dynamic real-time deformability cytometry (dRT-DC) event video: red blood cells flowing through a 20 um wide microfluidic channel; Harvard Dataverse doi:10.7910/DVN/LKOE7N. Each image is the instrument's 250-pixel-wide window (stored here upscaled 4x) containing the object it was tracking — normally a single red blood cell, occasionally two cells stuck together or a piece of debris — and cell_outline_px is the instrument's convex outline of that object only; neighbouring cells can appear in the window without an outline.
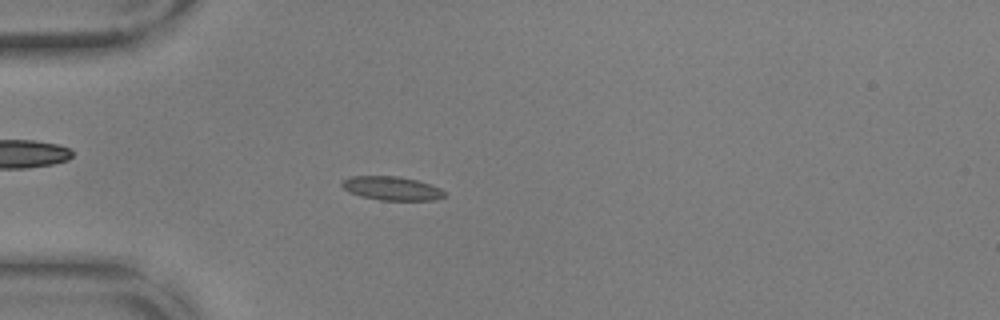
{"species": "common noctule bat (a hibernating species)", "species_latin": "Nyctalus noctula", "temperature_condition": "warm", "stored_images_in_passage": 56, "camera_frame_rate_fps": 3000, "um_per_image_px": 0.085, "animal": {"sex": "male", "body_mass_g": 17.9, "forearm_length_mm": 54.2}, "frame": {"image": 1, "passage_image": 17, "time_ms": 5.333, "image_size_px": [1000, 320], "cell_outline_px": [[448, 196], [436, 200], [380, 200], [360, 196], [348, 192], [340, 184], [348, 176], [400, 176], [416, 180], [440, 188]], "centroid_in_image_um": [33.29, 16.01], "position_along_channel_um": 51.7, "area_um2": 14.28}}
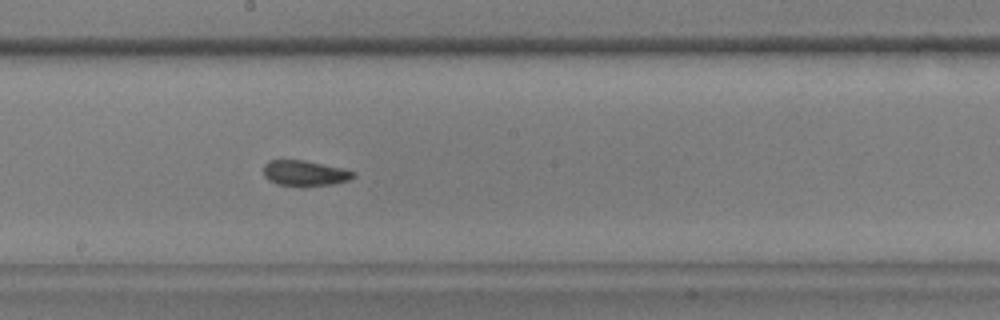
{"frame": {"image": 2, "passage_image": 32, "time_ms": 10.333, "image_size_px": [1000, 320], "cell_outline_px": [[356, 176], [348, 180], [332, 184], [276, 184], [268, 180], [264, 176], [264, 164], [268, 160], [304, 160], [340, 168], [356, 172]], "centroid_in_image_um": [25.88, 14.69], "position_along_channel_um": 222.3, "area_um2": 12.83}}
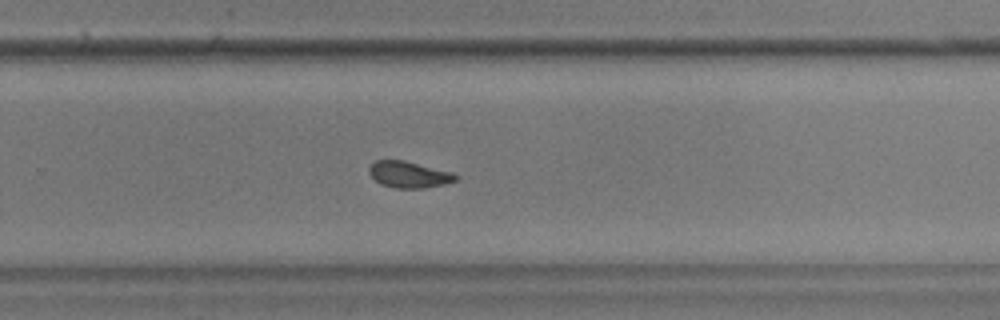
{"frame": {"image": 3, "passage_image": 38, "time_ms": 12.333, "image_size_px": [1000, 320], "cell_outline_px": [[460, 176], [456, 180], [444, 184], [424, 188], [396, 188], [380, 184], [368, 172], [368, 168], [376, 160], [404, 160], [452, 172]], "centroid_in_image_um": [34.77, 14.83], "position_along_channel_um": 295.0, "area_um2": 13.29}, "authors_computed_cell_mechanics": {"area_um2": 13.4963, "velocity_mm_per_s": 3.6491, "shape_relaxation_time_tau1_ms": 4.5535, "shape_relaxation_time_tau2_ms": 1.3562, "deformation_change_tau1": 0.1483, "deformation_change_tau2": 0.0813}}